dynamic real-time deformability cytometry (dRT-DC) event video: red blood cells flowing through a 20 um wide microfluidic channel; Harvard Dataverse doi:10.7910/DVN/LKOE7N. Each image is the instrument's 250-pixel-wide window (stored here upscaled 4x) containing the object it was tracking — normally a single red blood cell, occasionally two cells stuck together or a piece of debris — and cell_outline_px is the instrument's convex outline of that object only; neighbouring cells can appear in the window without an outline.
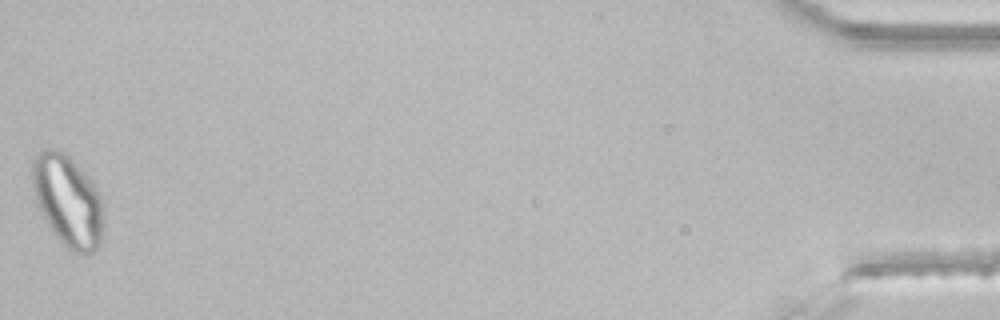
{"species": "common noctule bat (a hibernating species)", "species_latin": "Nyctalus noctula", "temperature_condition": "room temperature", "stored_images_in_passage": 46, "segment_of_instrument_passage": [2, 2], "camera_frame_rate_fps": 3000, "um_per_image_px": 0.085, "animal": {"sex": "male", "body_mass_g": 21.5, "forearm_length_mm": 52.0}, "frame": {"image": 1, "passage_image": 46, "time_ms": 15.0, "image_size_px": [1000, 320], "cell_outline_px": [[104, 216], [100, 244], [96, 252], [72, 252], [56, 236], [48, 224], [36, 204], [32, 184], [32, 160], [36, 152], [44, 148], [52, 148], [64, 152], [80, 168], [96, 188], [104, 204]], "centroid_in_image_um": [5.76, 17.05], "position_along_channel_um": 429.4, "area_um2": 38.03}}